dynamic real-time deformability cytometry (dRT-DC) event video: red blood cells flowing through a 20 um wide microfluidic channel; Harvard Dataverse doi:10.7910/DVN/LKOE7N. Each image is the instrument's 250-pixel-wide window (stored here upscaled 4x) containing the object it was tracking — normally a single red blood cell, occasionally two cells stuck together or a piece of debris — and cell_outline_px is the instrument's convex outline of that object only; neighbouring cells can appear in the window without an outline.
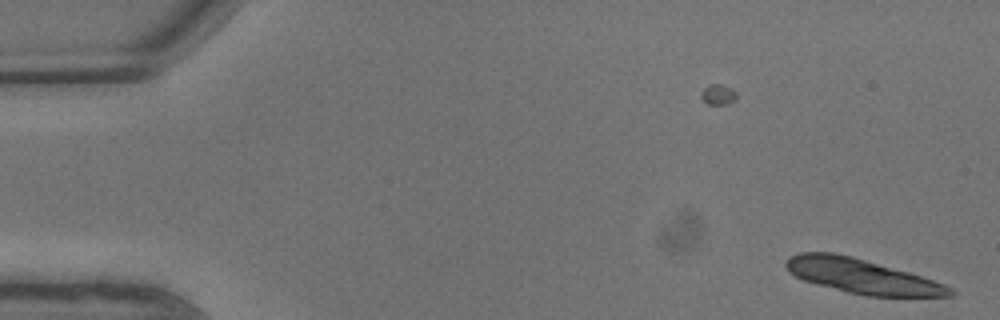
{"species": "common noctule bat (a hibernating species)", "species_latin": "Nyctalus noctula", "temperature_condition": "warm", "stored_images_in_passage": 2, "camera_frame_rate_fps": 3000, "um_per_image_px": 0.085, "animal": {"sex": "male", "body_mass_g": 13.3}, "frame": {"image": 1, "passage_image": 2, "time_ms": 0.333, "image_size_px": [1000, 320], "cell_outline_px": [[960, 292], [956, 296], [868, 296], [848, 292], [816, 284], [804, 280], [788, 272], [784, 264], [788, 256], [800, 252], [832, 252], [852, 256], [908, 272], [956, 288]], "centroid_in_image_um": [73.28, 23.48], "position_along_channel_um": 11.7, "area_um2": 33.06}}